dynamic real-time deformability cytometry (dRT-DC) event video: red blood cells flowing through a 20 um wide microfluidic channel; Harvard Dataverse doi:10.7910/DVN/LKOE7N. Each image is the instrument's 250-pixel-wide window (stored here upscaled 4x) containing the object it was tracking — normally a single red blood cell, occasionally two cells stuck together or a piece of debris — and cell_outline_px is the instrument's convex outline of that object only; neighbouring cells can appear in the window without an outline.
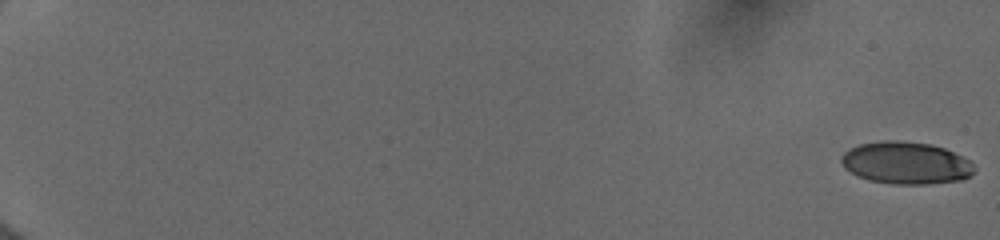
{"species": "human", "species_latin": "Homo sapiens", "temperature_condition": "cold", "stored_images_in_passage": 55, "camera_frame_rate_fps": 3000, "um_per_image_px": 0.085, "donor": {"sex": "female"}, "frame": {"image": 1, "passage_image": 1, "time_ms": 0.0, "image_size_px": [1000, 240], "cell_outline_px": [[976, 168], [972, 176], [960, 180], [928, 184], [892, 184], [868, 180], [856, 176], [844, 168], [840, 160], [840, 156], [848, 148], [860, 144], [880, 140], [900, 140], [932, 144], [944, 148], [964, 156]], "centroid_in_image_um": [76.99, 13.84], "position_along_channel_um": 8.0, "area_um2": 33.29}}
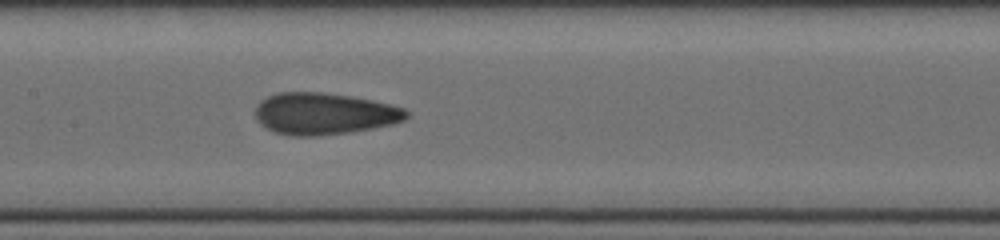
{"frame": {"image": 2, "passage_image": 31, "time_ms": 10.0, "image_size_px": [1000, 240], "cell_outline_px": [[408, 116], [404, 120], [392, 124], [372, 128], [348, 132], [312, 136], [292, 136], [276, 132], [260, 124], [256, 120], [256, 108], [260, 100], [268, 96], [280, 92], [324, 92], [352, 96], [372, 100], [404, 108], [408, 112]], "centroid_in_image_um": [27.54, 9.65], "position_along_channel_um": 179.9, "area_um2": 36.59}}
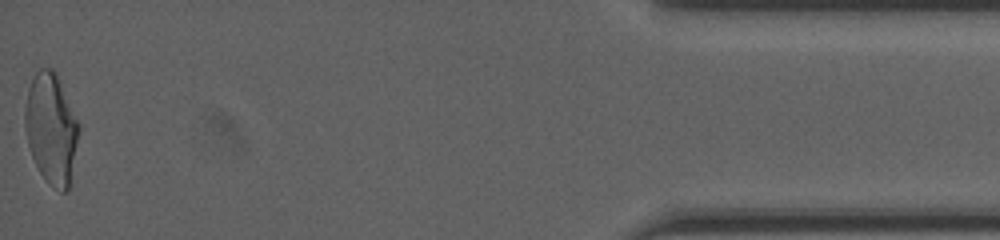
{"frame": {"image": 3, "passage_image": 55, "time_ms": 18.0, "image_size_px": [1000, 240], "cell_outline_px": [[80, 128], [68, 188], [64, 192], [60, 192], [48, 184], [40, 172], [32, 156], [28, 144], [24, 128], [24, 112], [28, 88], [36, 72], [40, 68], [52, 68], [56, 72]], "centroid_in_image_um": [4.33, 10.93], "position_along_channel_um": 430.9, "area_um2": 34.28}, "authors_computed_cell_mechanics": {"area_um2": 34.2754, "velocity_mm_per_s": 4.0211, "shape_relaxation_time_tau1_ms": 6.4817, "shape_relaxation_time_tau2_ms": 1.0596, "deformation_change_tau1": 0.1817, "deformation_change_tau2": 0.0719}}